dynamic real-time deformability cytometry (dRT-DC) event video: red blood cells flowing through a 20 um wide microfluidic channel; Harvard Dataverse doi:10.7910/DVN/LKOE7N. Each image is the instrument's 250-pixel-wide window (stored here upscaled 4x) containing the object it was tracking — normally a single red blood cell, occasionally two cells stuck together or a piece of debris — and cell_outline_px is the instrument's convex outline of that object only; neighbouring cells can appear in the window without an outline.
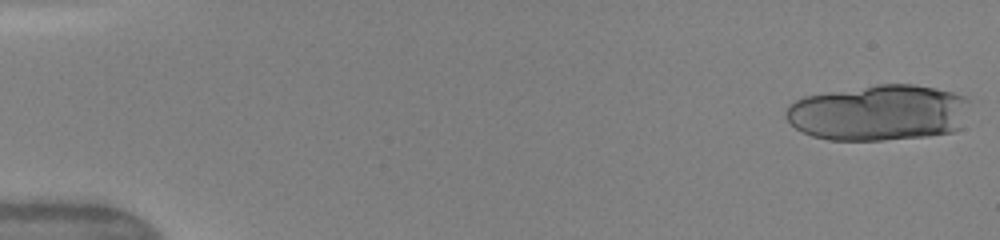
{"species": "human", "species_latin": "Homo sapiens", "temperature_condition": "warm", "stored_images_in_passage": 16, "camera_frame_rate_fps": 3000, "um_per_image_px": 0.085, "donor": {"sex": "female"}, "frame": {"image": 1, "passage_image": 1, "time_ms": 0.0, "image_size_px": [1000, 240], "cell_outline_px": [[968, 100], [960, 128], [952, 132], [928, 136], [884, 140], [828, 140], [812, 136], [796, 128], [784, 116], [784, 112], [788, 104], [804, 96], [876, 84], [912, 84], [936, 88], [968, 96]], "centroid_in_image_um": [74.66, 9.58], "position_along_channel_um": 10.3, "area_um2": 60.11}}